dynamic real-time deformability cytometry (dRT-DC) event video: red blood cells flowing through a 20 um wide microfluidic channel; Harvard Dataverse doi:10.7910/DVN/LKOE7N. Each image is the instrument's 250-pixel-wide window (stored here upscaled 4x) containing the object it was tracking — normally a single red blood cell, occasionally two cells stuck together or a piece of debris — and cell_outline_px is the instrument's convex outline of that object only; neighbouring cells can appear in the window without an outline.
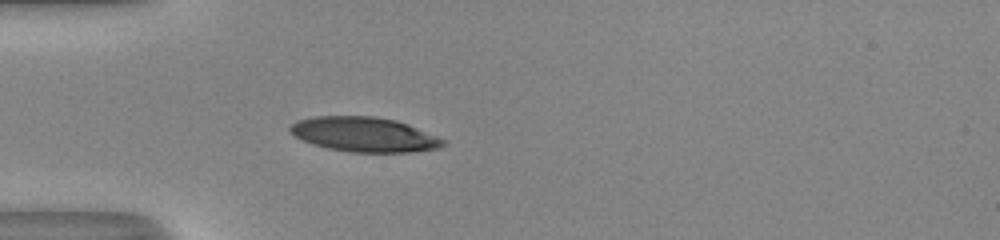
{"species": "human", "species_latin": "Homo sapiens", "temperature_condition": "room temperature", "stored_images_in_passage": 36, "camera_frame_rate_fps": 3000, "um_per_image_px": 0.085, "donor": {"sex": "male"}, "frame": {"image": 1, "passage_image": 1, "time_ms": 0.0, "image_size_px": [1000, 240], "cell_outline_px": [[444, 144], [440, 148], [412, 152], [348, 152], [328, 148], [312, 144], [288, 132], [288, 128], [296, 120], [316, 116], [376, 116], [396, 120], [408, 124], [436, 136], [444, 140]], "centroid_in_image_um": [30.93, 11.42], "position_along_channel_um": 54.1, "area_um2": 30.92}}
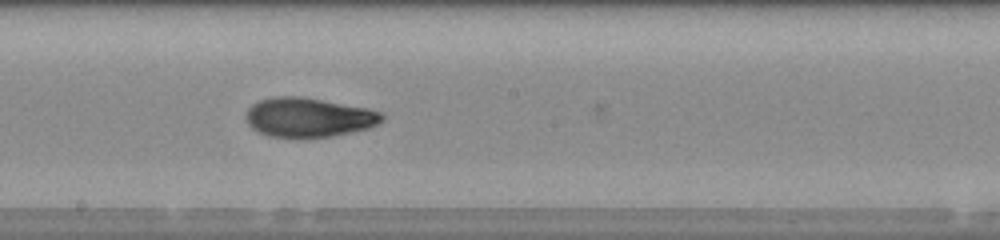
{"frame": {"image": 2, "passage_image": 14, "time_ms": 4.333, "image_size_px": [1000, 240], "cell_outline_px": [[384, 120], [380, 124], [368, 128], [352, 132], [332, 136], [268, 136], [252, 128], [248, 124], [244, 116], [248, 108], [252, 104], [260, 100], [272, 96], [300, 96], [368, 108], [384, 112]], "centroid_in_image_um": [26.25, 9.95], "position_along_channel_um": 221.9, "area_um2": 31.15}}
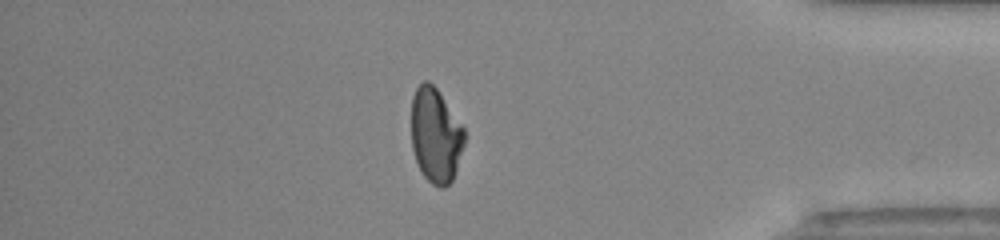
{"frame": {"image": 3, "passage_image": 29, "time_ms": 9.333, "image_size_px": [1000, 240], "cell_outline_px": [[464, 144], [452, 180], [444, 188], [440, 188], [432, 184], [424, 176], [416, 160], [412, 148], [412, 96], [416, 88], [424, 80], [428, 80], [436, 88], [464, 128]], "centroid_in_image_um": [37.01, 11.5], "position_along_channel_um": 398.2, "area_um2": 28.9}, "authors_computed_cell_mechanics": {"area_um2": 30.8652, "velocity_mm_per_s": 4.1344, "shape_relaxation_time_tau1_ms": null, "shape_relaxation_time_tau2_ms": 1.5064, "deformation_change_tau1": null, "deformation_change_tau2": 0.069}}